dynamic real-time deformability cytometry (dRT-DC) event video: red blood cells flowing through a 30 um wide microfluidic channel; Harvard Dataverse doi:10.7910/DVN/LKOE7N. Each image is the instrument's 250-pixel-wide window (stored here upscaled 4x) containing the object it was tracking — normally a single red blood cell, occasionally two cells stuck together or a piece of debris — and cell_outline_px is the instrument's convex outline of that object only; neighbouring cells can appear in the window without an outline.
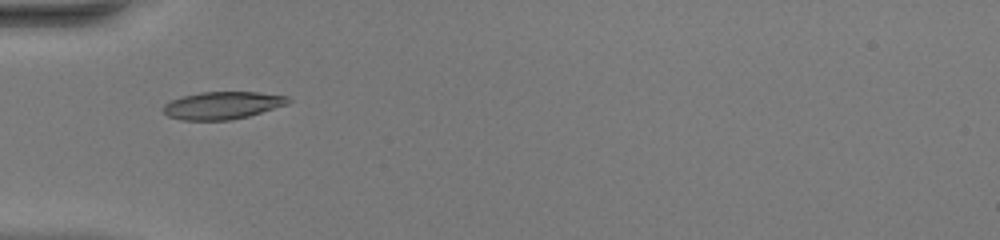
{"species": "common noctule bat (a hibernating species)", "species_latin": "Nyctalus noctula", "temperature_condition": "warm", "stored_images_in_passage": 34, "camera_frame_rate_fps": 3000, "um_per_image_px": 0.085, "animal": {"sex": "female", "body_mass_g": 20.0, "forearm_length_mm": 54.0}, "frame": {"image": 1, "passage_image": 1, "time_ms": 0.0, "image_size_px": [1000, 240], "cell_outline_px": [[292, 100], [288, 104], [248, 116], [232, 120], [180, 120], [168, 116], [160, 108], [164, 104], [172, 100], [184, 96], [200, 92], [256, 92], [288, 96]], "centroid_in_image_um": [18.9, 8.96], "position_along_channel_um": 66.1, "area_um2": 20.06}}
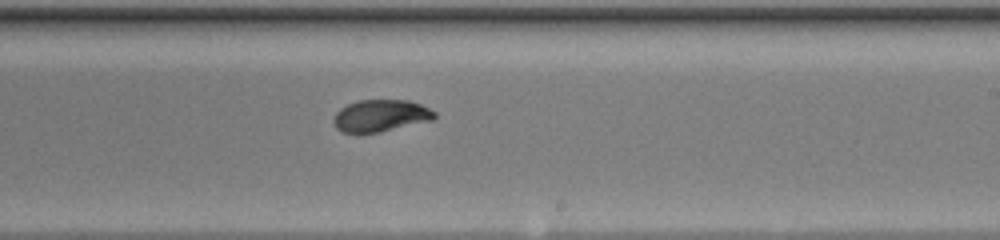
{"frame": {"image": 2, "passage_image": 15, "time_ms": 4.667, "image_size_px": [1000, 240], "cell_outline_px": [[436, 116], [432, 120], [380, 132], [344, 132], [336, 128], [332, 120], [336, 112], [340, 108], [348, 104], [360, 100], [408, 100], [420, 104], [436, 112]], "centroid_in_image_um": [32.35, 9.82], "position_along_channel_um": 256.7, "area_um2": 18.67}}
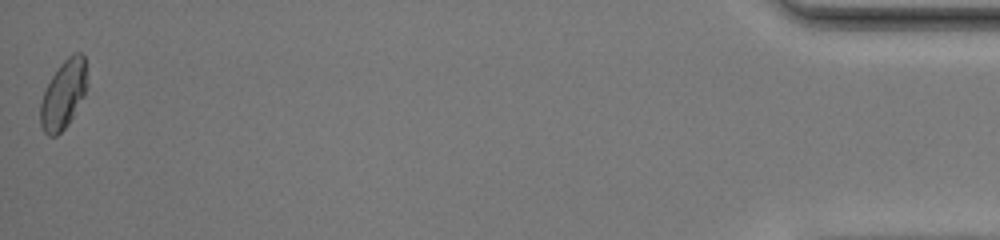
{"frame": {"image": 3, "passage_image": 34, "time_ms": 11.0, "image_size_px": [1000, 240], "cell_outline_px": [[88, 84], [84, 96], [68, 124], [56, 136], [48, 136], [44, 132], [40, 124], [40, 104], [44, 92], [52, 76], [60, 64], [68, 56], [76, 52], [80, 52], [84, 56]], "centroid_in_image_um": [5.4, 8.03], "position_along_channel_um": 429.8, "area_um2": 18.61}, "authors_computed_cell_mechanics": {"area_um2": 18.9584, "velocity_mm_per_s": 4.1327, "shape_relaxation_time_tau1_ms": 4.9794, "shape_relaxation_time_tau2_ms": null, "deformation_change_tau1": 0.1839, "deformation_change_tau2": null}}